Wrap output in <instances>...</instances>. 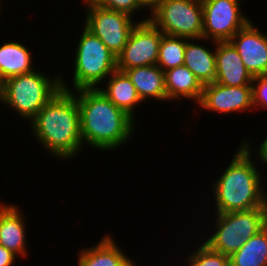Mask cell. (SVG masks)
Wrapping results in <instances>:
<instances>
[{"label": "cell", "mask_w": 267, "mask_h": 266, "mask_svg": "<svg viewBox=\"0 0 267 266\" xmlns=\"http://www.w3.org/2000/svg\"><path fill=\"white\" fill-rule=\"evenodd\" d=\"M31 51L15 41L0 46V75L3 81L35 70L32 67Z\"/></svg>", "instance_id": "20"}, {"label": "cell", "mask_w": 267, "mask_h": 266, "mask_svg": "<svg viewBox=\"0 0 267 266\" xmlns=\"http://www.w3.org/2000/svg\"><path fill=\"white\" fill-rule=\"evenodd\" d=\"M163 32L149 18L138 20L122 52L117 56V70L157 65Z\"/></svg>", "instance_id": "10"}, {"label": "cell", "mask_w": 267, "mask_h": 266, "mask_svg": "<svg viewBox=\"0 0 267 266\" xmlns=\"http://www.w3.org/2000/svg\"><path fill=\"white\" fill-rule=\"evenodd\" d=\"M61 90L29 122L34 138L55 158L71 159L83 147L76 95L61 78Z\"/></svg>", "instance_id": "1"}, {"label": "cell", "mask_w": 267, "mask_h": 266, "mask_svg": "<svg viewBox=\"0 0 267 266\" xmlns=\"http://www.w3.org/2000/svg\"><path fill=\"white\" fill-rule=\"evenodd\" d=\"M138 3L145 9H150L153 11L160 3L162 0H137ZM149 7V8H147Z\"/></svg>", "instance_id": "28"}, {"label": "cell", "mask_w": 267, "mask_h": 266, "mask_svg": "<svg viewBox=\"0 0 267 266\" xmlns=\"http://www.w3.org/2000/svg\"><path fill=\"white\" fill-rule=\"evenodd\" d=\"M18 257L12 251L0 245V266H12L15 263V259Z\"/></svg>", "instance_id": "26"}, {"label": "cell", "mask_w": 267, "mask_h": 266, "mask_svg": "<svg viewBox=\"0 0 267 266\" xmlns=\"http://www.w3.org/2000/svg\"><path fill=\"white\" fill-rule=\"evenodd\" d=\"M107 79V86L99 90L118 108L135 119L134 108L142 101L128 75L123 71L115 70Z\"/></svg>", "instance_id": "18"}, {"label": "cell", "mask_w": 267, "mask_h": 266, "mask_svg": "<svg viewBox=\"0 0 267 266\" xmlns=\"http://www.w3.org/2000/svg\"><path fill=\"white\" fill-rule=\"evenodd\" d=\"M202 109L218 112L231 113L250 111L252 103V85L225 86L216 82L203 85L202 96L198 103Z\"/></svg>", "instance_id": "11"}, {"label": "cell", "mask_w": 267, "mask_h": 266, "mask_svg": "<svg viewBox=\"0 0 267 266\" xmlns=\"http://www.w3.org/2000/svg\"><path fill=\"white\" fill-rule=\"evenodd\" d=\"M3 84H4V81L0 75V96H1V93H2V89H3Z\"/></svg>", "instance_id": "29"}, {"label": "cell", "mask_w": 267, "mask_h": 266, "mask_svg": "<svg viewBox=\"0 0 267 266\" xmlns=\"http://www.w3.org/2000/svg\"><path fill=\"white\" fill-rule=\"evenodd\" d=\"M215 232L206 243L212 250L232 255L267 225V206L229 213H215Z\"/></svg>", "instance_id": "6"}, {"label": "cell", "mask_w": 267, "mask_h": 266, "mask_svg": "<svg viewBox=\"0 0 267 266\" xmlns=\"http://www.w3.org/2000/svg\"><path fill=\"white\" fill-rule=\"evenodd\" d=\"M230 42L253 77L267 75V34L262 33L250 21Z\"/></svg>", "instance_id": "12"}, {"label": "cell", "mask_w": 267, "mask_h": 266, "mask_svg": "<svg viewBox=\"0 0 267 266\" xmlns=\"http://www.w3.org/2000/svg\"><path fill=\"white\" fill-rule=\"evenodd\" d=\"M72 92L78 102L83 146L113 151L130 140L135 120L112 103L99 87Z\"/></svg>", "instance_id": "2"}, {"label": "cell", "mask_w": 267, "mask_h": 266, "mask_svg": "<svg viewBox=\"0 0 267 266\" xmlns=\"http://www.w3.org/2000/svg\"><path fill=\"white\" fill-rule=\"evenodd\" d=\"M215 82L225 86L252 85L253 76L246 69L242 59L230 41L215 42Z\"/></svg>", "instance_id": "13"}, {"label": "cell", "mask_w": 267, "mask_h": 266, "mask_svg": "<svg viewBox=\"0 0 267 266\" xmlns=\"http://www.w3.org/2000/svg\"><path fill=\"white\" fill-rule=\"evenodd\" d=\"M94 3L106 9L126 13L131 17L143 8L137 0H95Z\"/></svg>", "instance_id": "24"}, {"label": "cell", "mask_w": 267, "mask_h": 266, "mask_svg": "<svg viewBox=\"0 0 267 266\" xmlns=\"http://www.w3.org/2000/svg\"><path fill=\"white\" fill-rule=\"evenodd\" d=\"M234 158L214 182L216 213L246 211L267 206V194L255 162L249 141L244 140ZM249 143V144H248Z\"/></svg>", "instance_id": "3"}, {"label": "cell", "mask_w": 267, "mask_h": 266, "mask_svg": "<svg viewBox=\"0 0 267 266\" xmlns=\"http://www.w3.org/2000/svg\"><path fill=\"white\" fill-rule=\"evenodd\" d=\"M252 103L255 110L267 109V75L253 77Z\"/></svg>", "instance_id": "25"}, {"label": "cell", "mask_w": 267, "mask_h": 266, "mask_svg": "<svg viewBox=\"0 0 267 266\" xmlns=\"http://www.w3.org/2000/svg\"><path fill=\"white\" fill-rule=\"evenodd\" d=\"M95 0H83L84 3L94 2Z\"/></svg>", "instance_id": "30"}, {"label": "cell", "mask_w": 267, "mask_h": 266, "mask_svg": "<svg viewBox=\"0 0 267 266\" xmlns=\"http://www.w3.org/2000/svg\"><path fill=\"white\" fill-rule=\"evenodd\" d=\"M258 159L267 165V137L260 144L258 150Z\"/></svg>", "instance_id": "27"}, {"label": "cell", "mask_w": 267, "mask_h": 266, "mask_svg": "<svg viewBox=\"0 0 267 266\" xmlns=\"http://www.w3.org/2000/svg\"><path fill=\"white\" fill-rule=\"evenodd\" d=\"M151 14L149 20L163 34L203 40L201 0H162Z\"/></svg>", "instance_id": "7"}, {"label": "cell", "mask_w": 267, "mask_h": 266, "mask_svg": "<svg viewBox=\"0 0 267 266\" xmlns=\"http://www.w3.org/2000/svg\"><path fill=\"white\" fill-rule=\"evenodd\" d=\"M105 235L99 243L79 251L78 266H134L131 260L112 239Z\"/></svg>", "instance_id": "15"}, {"label": "cell", "mask_w": 267, "mask_h": 266, "mask_svg": "<svg viewBox=\"0 0 267 266\" xmlns=\"http://www.w3.org/2000/svg\"><path fill=\"white\" fill-rule=\"evenodd\" d=\"M188 38L163 34L158 51L157 66L164 72L184 65V53Z\"/></svg>", "instance_id": "22"}, {"label": "cell", "mask_w": 267, "mask_h": 266, "mask_svg": "<svg viewBox=\"0 0 267 266\" xmlns=\"http://www.w3.org/2000/svg\"><path fill=\"white\" fill-rule=\"evenodd\" d=\"M117 70V56L85 26L77 43L73 91L84 88H98L99 83Z\"/></svg>", "instance_id": "5"}, {"label": "cell", "mask_w": 267, "mask_h": 266, "mask_svg": "<svg viewBox=\"0 0 267 266\" xmlns=\"http://www.w3.org/2000/svg\"><path fill=\"white\" fill-rule=\"evenodd\" d=\"M186 41L184 65L195 75L202 85L215 82L216 54L213 50L196 44L195 39ZM193 42V43H192Z\"/></svg>", "instance_id": "19"}, {"label": "cell", "mask_w": 267, "mask_h": 266, "mask_svg": "<svg viewBox=\"0 0 267 266\" xmlns=\"http://www.w3.org/2000/svg\"><path fill=\"white\" fill-rule=\"evenodd\" d=\"M85 27L118 56L138 22L123 12L98 6L94 2L85 3Z\"/></svg>", "instance_id": "8"}, {"label": "cell", "mask_w": 267, "mask_h": 266, "mask_svg": "<svg viewBox=\"0 0 267 266\" xmlns=\"http://www.w3.org/2000/svg\"><path fill=\"white\" fill-rule=\"evenodd\" d=\"M164 73L168 100L177 99L178 101L184 97L199 103L203 85L185 65L169 69Z\"/></svg>", "instance_id": "17"}, {"label": "cell", "mask_w": 267, "mask_h": 266, "mask_svg": "<svg viewBox=\"0 0 267 266\" xmlns=\"http://www.w3.org/2000/svg\"><path fill=\"white\" fill-rule=\"evenodd\" d=\"M133 83L141 101L167 100L165 73L157 65L129 68L124 71Z\"/></svg>", "instance_id": "16"}, {"label": "cell", "mask_w": 267, "mask_h": 266, "mask_svg": "<svg viewBox=\"0 0 267 266\" xmlns=\"http://www.w3.org/2000/svg\"><path fill=\"white\" fill-rule=\"evenodd\" d=\"M229 266H267V225L229 256Z\"/></svg>", "instance_id": "21"}, {"label": "cell", "mask_w": 267, "mask_h": 266, "mask_svg": "<svg viewBox=\"0 0 267 266\" xmlns=\"http://www.w3.org/2000/svg\"><path fill=\"white\" fill-rule=\"evenodd\" d=\"M188 256V266H229V256L212 250L206 243Z\"/></svg>", "instance_id": "23"}, {"label": "cell", "mask_w": 267, "mask_h": 266, "mask_svg": "<svg viewBox=\"0 0 267 266\" xmlns=\"http://www.w3.org/2000/svg\"><path fill=\"white\" fill-rule=\"evenodd\" d=\"M49 78L42 72H32L4 81L0 102L13 108L26 121H32L38 112L62 88L61 77Z\"/></svg>", "instance_id": "4"}, {"label": "cell", "mask_w": 267, "mask_h": 266, "mask_svg": "<svg viewBox=\"0 0 267 266\" xmlns=\"http://www.w3.org/2000/svg\"><path fill=\"white\" fill-rule=\"evenodd\" d=\"M203 7V41H230L251 20L240 10L241 0H201Z\"/></svg>", "instance_id": "9"}, {"label": "cell", "mask_w": 267, "mask_h": 266, "mask_svg": "<svg viewBox=\"0 0 267 266\" xmlns=\"http://www.w3.org/2000/svg\"><path fill=\"white\" fill-rule=\"evenodd\" d=\"M17 205L0 202V245L19 257L27 254L26 226ZM21 255V256H20Z\"/></svg>", "instance_id": "14"}]
</instances>
